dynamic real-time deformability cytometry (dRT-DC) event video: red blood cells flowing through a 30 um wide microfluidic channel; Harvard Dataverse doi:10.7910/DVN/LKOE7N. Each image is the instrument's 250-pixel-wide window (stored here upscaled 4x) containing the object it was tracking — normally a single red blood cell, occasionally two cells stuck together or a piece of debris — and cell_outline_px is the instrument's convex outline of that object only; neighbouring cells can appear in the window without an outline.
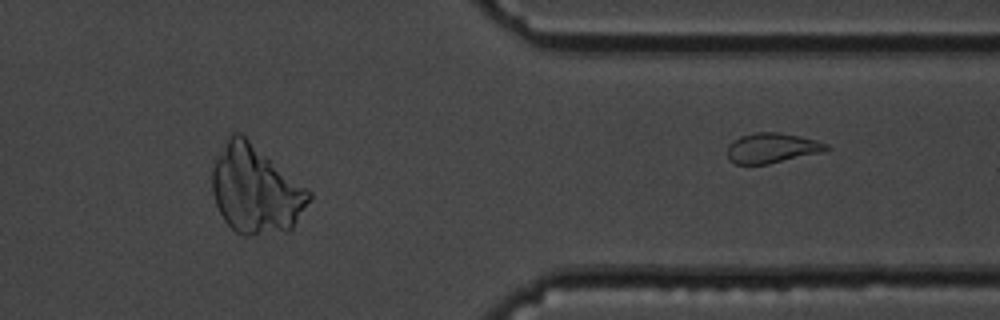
{"species": "common noctule bat (a hibernating species)", "species_latin": "Nyctalus noctula", "temperature_condition": "cold", "stored_images_in_passage": 45, "camera_frame_rate_fps": 3000, "um_per_image_px": 0.085, "animal": {"sex": "male", "body_mass_g": 19.5, "forearm_length_mm": 54.6}, "frame": {"image": 1, "passage_image": 45, "time_ms": 14.667, "image_size_px": [1000, 320], "cell_outline_px": [[832, 148], [824, 152], [768, 164], [736, 164], [728, 160], [728, 144], [732, 140], [740, 136], [756, 132], [780, 132], [800, 136], [816, 140], [828, 144]], "centroid_in_image_um": [65.63, 12.58], "position_along_channel_um": 345.8, "area_um2": 17.57}}